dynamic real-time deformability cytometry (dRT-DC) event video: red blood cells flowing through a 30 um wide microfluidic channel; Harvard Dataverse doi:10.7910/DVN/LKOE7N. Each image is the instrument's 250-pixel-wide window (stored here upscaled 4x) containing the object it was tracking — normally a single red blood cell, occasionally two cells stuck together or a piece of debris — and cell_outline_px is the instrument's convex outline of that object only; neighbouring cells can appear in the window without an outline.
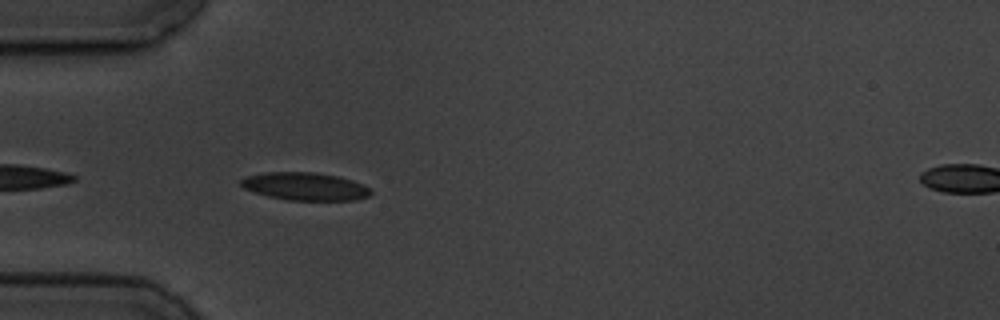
{"species": "common noctule bat (a hibernating species)", "species_latin": "Nyctalus noctula", "temperature_condition": "cold", "stored_images_in_passage": 6, "segment_of_instrument_passage": [1, 2], "camera_frame_rate_fps": 3000, "um_per_image_px": 0.085, "animal": {"sex": "male", "body_mass_g": 19.5, "forearm_length_mm": 54.6}, "frame": {"image": 1, "passage_image": 5, "time_ms": 5.0, "image_size_px": [1000, 320], "cell_outline_px": [[372, 192], [368, 196], [356, 200], [288, 200], [268, 196], [244, 188], [240, 184], [240, 180], [248, 176], [264, 172], [316, 172], [336, 176], [352, 180], [368, 188]], "centroid_in_image_um": [25.91, 15.84], "position_along_channel_um": 59.1, "area_um2": 20.81}}